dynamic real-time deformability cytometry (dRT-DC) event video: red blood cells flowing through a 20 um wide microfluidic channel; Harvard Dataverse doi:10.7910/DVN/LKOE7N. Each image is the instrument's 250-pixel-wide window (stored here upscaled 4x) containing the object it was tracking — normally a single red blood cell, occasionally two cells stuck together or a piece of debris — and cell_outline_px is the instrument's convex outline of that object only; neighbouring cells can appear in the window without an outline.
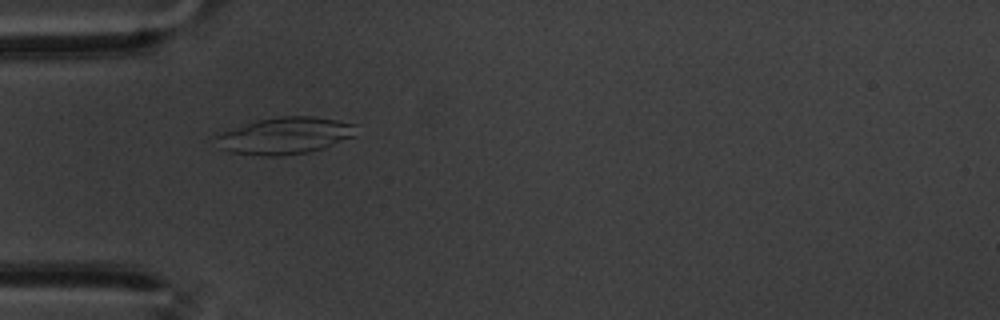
{"species": "common noctule bat (a hibernating species)", "species_latin": "Nyctalus noctula", "temperature_condition": "warm", "stored_images_in_passage": 41, "camera_frame_rate_fps": 3000, "um_per_image_px": 0.085, "animal": {"sex": "male", "body_mass_g": 20.1, "forearm_length_mm": 53.5}, "frame": {"image": 1, "passage_image": 1, "time_ms": 0.0, "image_size_px": [1000, 320], "cell_outline_px": [[356, 136], [308, 152], [280, 156], [260, 156], [228, 152], [220, 148], [216, 136], [224, 132], [256, 120], [280, 116], [316, 116], [356, 124]], "centroid_in_image_um": [24.24, 11.53], "position_along_channel_um": 60.8, "area_um2": 29.82}}
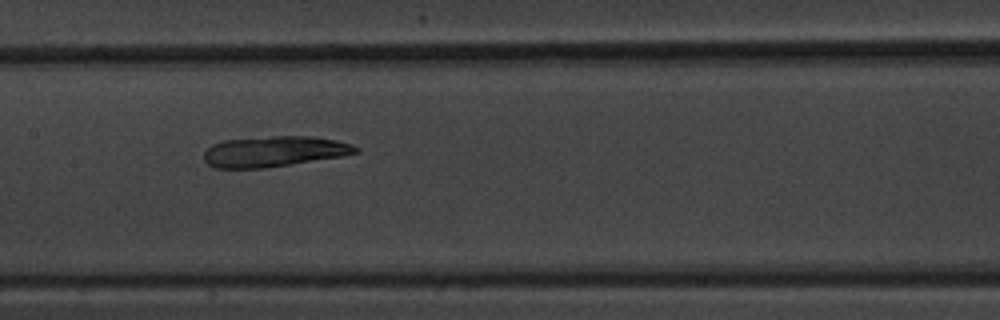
{"frame": {"image": 2, "passage_image": 12, "time_ms": 3.667, "image_size_px": [1000, 320], "cell_outline_px": [[360, 152], [344, 156], [264, 168], [212, 168], [204, 160], [204, 152], [212, 144], [224, 140], [272, 136], [312, 136], [336, 140], [352, 144], [360, 148]], "centroid_in_image_um": [23.32, 12.87], "position_along_channel_um": 184.1, "area_um2": 27.22}}
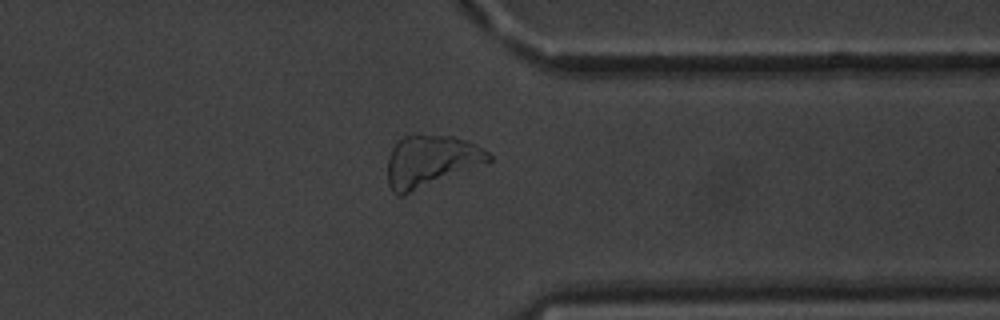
{"frame": {"image": 3, "passage_image": 29, "time_ms": 9.333, "image_size_px": [1000, 320], "cell_outline_px": [[492, 160], [404, 196], [396, 196], [392, 192], [388, 184], [388, 156], [392, 148], [404, 136], [416, 132], [452, 136], [468, 140], [476, 144], [488, 152], [492, 156]], "centroid_in_image_um": [36.58, 13.67], "position_along_channel_um": 374.8, "area_um2": 30.92}}